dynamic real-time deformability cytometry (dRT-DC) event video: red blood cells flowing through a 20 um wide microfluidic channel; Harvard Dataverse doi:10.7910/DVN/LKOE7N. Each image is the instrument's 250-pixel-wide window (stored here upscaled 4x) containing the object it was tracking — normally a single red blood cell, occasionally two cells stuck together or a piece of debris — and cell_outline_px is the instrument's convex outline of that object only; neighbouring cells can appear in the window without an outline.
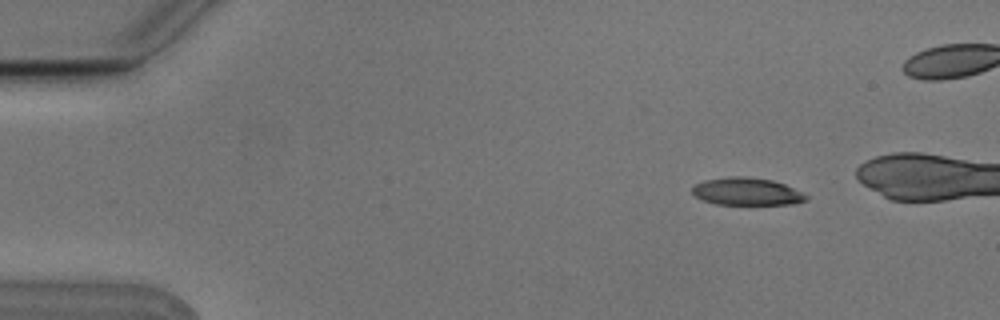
{"species": "Egyptian fruit bat (a non-hibernating species)", "species_latin": "Rousettus aegyptiacus", "temperature_condition": "cold", "stored_images_in_passage": 7, "camera_frame_rate_fps": 3000, "um_per_image_px": 0.085, "animal": {"sex": "male"}, "frame": {"image": 1, "passage_image": 3, "time_ms": 0.667, "image_size_px": [1000, 320], "cell_outline_px": [[808, 200], [792, 204], [716, 204], [704, 200], [696, 196], [692, 192], [692, 188], [696, 184], [704, 180], [736, 176], [744, 176], [772, 180], [784, 184], [808, 196]], "centroid_in_image_um": [63.48, 16.28], "position_along_channel_um": 21.5, "area_um2": 17.98}}